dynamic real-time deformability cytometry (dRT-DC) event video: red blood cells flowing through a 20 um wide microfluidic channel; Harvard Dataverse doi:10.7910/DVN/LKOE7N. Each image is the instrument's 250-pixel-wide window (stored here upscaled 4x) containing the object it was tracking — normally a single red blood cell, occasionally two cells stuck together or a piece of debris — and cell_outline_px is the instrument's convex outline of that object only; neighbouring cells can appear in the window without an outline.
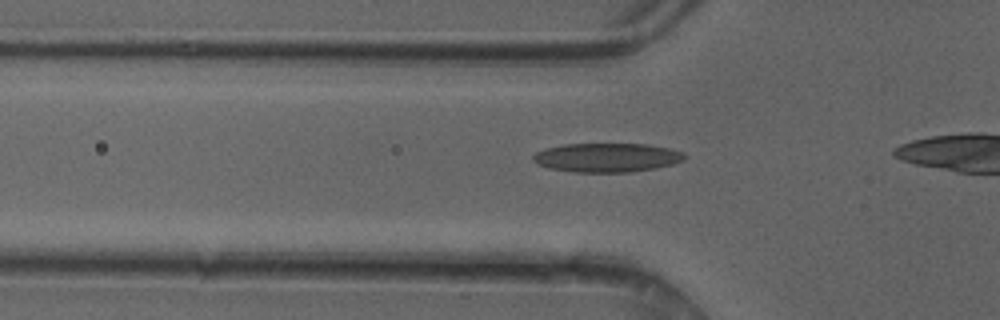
{"species": "common noctule bat (a hibernating species)", "species_latin": "Nyctalus noctula", "temperature_condition": "cold", "stored_images_in_passage": 31, "camera_frame_rate_fps": 3000, "um_per_image_px": 0.085, "animal": {"sex": "female"}, "frame": {"image": 1, "passage_image": 11, "time_ms": 3.333, "image_size_px": [1000, 320], "cell_outline_px": [[688, 156], [684, 160], [672, 164], [656, 168], [632, 172], [576, 172], [548, 168], [536, 164], [532, 160], [532, 156], [536, 152], [544, 148], [564, 144], [644, 144], [668, 148], [684, 152]], "centroid_in_image_um": [51.57, 13.39], "position_along_channel_um": 74.2, "area_um2": 25.78}}
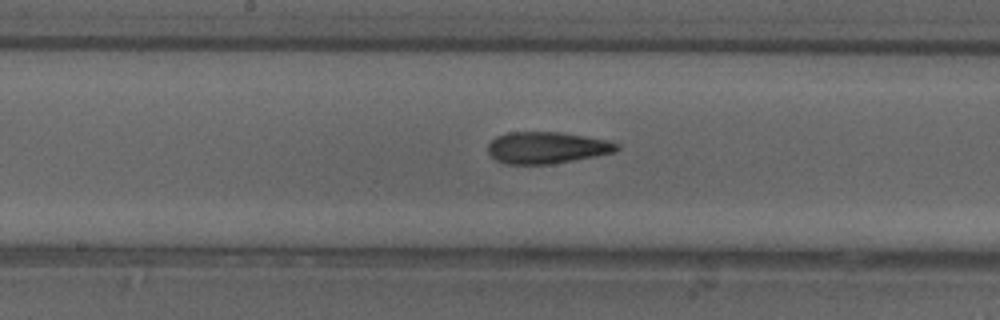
{"frame": {"image": 2, "passage_image": 20, "time_ms": 6.333, "image_size_px": [1000, 320], "cell_outline_px": [[620, 148], [616, 152], [552, 164], [504, 164], [496, 160], [488, 152], [488, 144], [496, 136], [508, 132], [560, 132], [608, 140], [620, 144]], "centroid_in_image_um": [46.48, 12.55], "position_along_channel_um": 201.7, "area_um2": 23.87}}
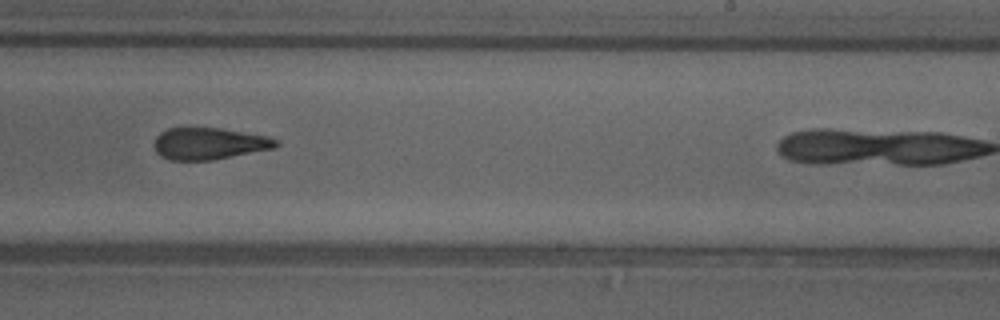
{"frame": {"image": 3, "passage_image": 25, "time_ms": 8.0, "image_size_px": [1000, 320], "cell_outline_px": [[280, 144], [276, 148], [212, 160], [168, 160], [160, 156], [156, 152], [152, 144], [156, 136], [160, 132], [168, 128], [220, 128], [268, 136], [280, 140]], "centroid_in_image_um": [17.78, 12.21], "position_along_channel_um": 271.2, "area_um2": 22.89}}